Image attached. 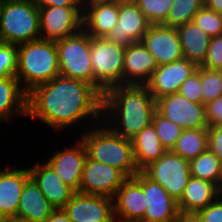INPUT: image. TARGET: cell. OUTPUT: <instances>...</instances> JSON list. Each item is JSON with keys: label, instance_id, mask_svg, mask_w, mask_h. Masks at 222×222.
I'll use <instances>...</instances> for the list:
<instances>
[{"label": "cell", "instance_id": "obj_1", "mask_svg": "<svg viewBox=\"0 0 222 222\" xmlns=\"http://www.w3.org/2000/svg\"><path fill=\"white\" fill-rule=\"evenodd\" d=\"M102 97L91 84L59 75L27 93L26 117L40 120L55 135L67 128L81 134L102 121Z\"/></svg>", "mask_w": 222, "mask_h": 222}, {"label": "cell", "instance_id": "obj_2", "mask_svg": "<svg viewBox=\"0 0 222 222\" xmlns=\"http://www.w3.org/2000/svg\"><path fill=\"white\" fill-rule=\"evenodd\" d=\"M156 100L145 85H117L102 97V122L116 134L132 139L152 123Z\"/></svg>", "mask_w": 222, "mask_h": 222}, {"label": "cell", "instance_id": "obj_3", "mask_svg": "<svg viewBox=\"0 0 222 222\" xmlns=\"http://www.w3.org/2000/svg\"><path fill=\"white\" fill-rule=\"evenodd\" d=\"M76 136L84 143L88 158L120 170L127 178L139 172L131 139L116 134L102 121Z\"/></svg>", "mask_w": 222, "mask_h": 222}, {"label": "cell", "instance_id": "obj_4", "mask_svg": "<svg viewBox=\"0 0 222 222\" xmlns=\"http://www.w3.org/2000/svg\"><path fill=\"white\" fill-rule=\"evenodd\" d=\"M59 75L58 51L55 41L39 39L18 45L15 77L26 93Z\"/></svg>", "mask_w": 222, "mask_h": 222}, {"label": "cell", "instance_id": "obj_5", "mask_svg": "<svg viewBox=\"0 0 222 222\" xmlns=\"http://www.w3.org/2000/svg\"><path fill=\"white\" fill-rule=\"evenodd\" d=\"M39 39V8L33 0L4 2L0 15V42L19 45Z\"/></svg>", "mask_w": 222, "mask_h": 222}, {"label": "cell", "instance_id": "obj_6", "mask_svg": "<svg viewBox=\"0 0 222 222\" xmlns=\"http://www.w3.org/2000/svg\"><path fill=\"white\" fill-rule=\"evenodd\" d=\"M60 76L81 80L94 87L91 63V36L82 28L77 33L56 41Z\"/></svg>", "mask_w": 222, "mask_h": 222}, {"label": "cell", "instance_id": "obj_7", "mask_svg": "<svg viewBox=\"0 0 222 222\" xmlns=\"http://www.w3.org/2000/svg\"><path fill=\"white\" fill-rule=\"evenodd\" d=\"M125 48L105 37H91L90 57L94 88L102 96L107 89L122 85Z\"/></svg>", "mask_w": 222, "mask_h": 222}, {"label": "cell", "instance_id": "obj_8", "mask_svg": "<svg viewBox=\"0 0 222 222\" xmlns=\"http://www.w3.org/2000/svg\"><path fill=\"white\" fill-rule=\"evenodd\" d=\"M142 172L159 183L175 199L179 200L191 177L189 161L174 152L166 151L157 161L152 162Z\"/></svg>", "mask_w": 222, "mask_h": 222}, {"label": "cell", "instance_id": "obj_9", "mask_svg": "<svg viewBox=\"0 0 222 222\" xmlns=\"http://www.w3.org/2000/svg\"><path fill=\"white\" fill-rule=\"evenodd\" d=\"M83 7L39 8L41 39L58 41L82 29Z\"/></svg>", "mask_w": 222, "mask_h": 222}, {"label": "cell", "instance_id": "obj_10", "mask_svg": "<svg viewBox=\"0 0 222 222\" xmlns=\"http://www.w3.org/2000/svg\"><path fill=\"white\" fill-rule=\"evenodd\" d=\"M127 179L120 170L87 157L82 170L79 193L113 198Z\"/></svg>", "mask_w": 222, "mask_h": 222}, {"label": "cell", "instance_id": "obj_11", "mask_svg": "<svg viewBox=\"0 0 222 222\" xmlns=\"http://www.w3.org/2000/svg\"><path fill=\"white\" fill-rule=\"evenodd\" d=\"M156 110L182 129L207 128L205 105L190 102L179 93L156 100Z\"/></svg>", "mask_w": 222, "mask_h": 222}, {"label": "cell", "instance_id": "obj_12", "mask_svg": "<svg viewBox=\"0 0 222 222\" xmlns=\"http://www.w3.org/2000/svg\"><path fill=\"white\" fill-rule=\"evenodd\" d=\"M150 25L133 0H119L118 22L105 38L126 47L141 42Z\"/></svg>", "mask_w": 222, "mask_h": 222}, {"label": "cell", "instance_id": "obj_13", "mask_svg": "<svg viewBox=\"0 0 222 222\" xmlns=\"http://www.w3.org/2000/svg\"><path fill=\"white\" fill-rule=\"evenodd\" d=\"M73 145L56 150L50 153V157L44 159L61 178V180L72 188L75 192H79L82 170L87 158V152L84 143L78 137ZM76 141V142H75ZM71 145V146H70Z\"/></svg>", "mask_w": 222, "mask_h": 222}, {"label": "cell", "instance_id": "obj_14", "mask_svg": "<svg viewBox=\"0 0 222 222\" xmlns=\"http://www.w3.org/2000/svg\"><path fill=\"white\" fill-rule=\"evenodd\" d=\"M63 210L72 222H115L113 198L75 192Z\"/></svg>", "mask_w": 222, "mask_h": 222}, {"label": "cell", "instance_id": "obj_15", "mask_svg": "<svg viewBox=\"0 0 222 222\" xmlns=\"http://www.w3.org/2000/svg\"><path fill=\"white\" fill-rule=\"evenodd\" d=\"M115 220L141 222L147 207L142 190V171L128 178L113 197Z\"/></svg>", "mask_w": 222, "mask_h": 222}, {"label": "cell", "instance_id": "obj_16", "mask_svg": "<svg viewBox=\"0 0 222 222\" xmlns=\"http://www.w3.org/2000/svg\"><path fill=\"white\" fill-rule=\"evenodd\" d=\"M199 66L185 58L158 67L145 84L155 100L178 93L182 83L197 71Z\"/></svg>", "mask_w": 222, "mask_h": 222}, {"label": "cell", "instance_id": "obj_17", "mask_svg": "<svg viewBox=\"0 0 222 222\" xmlns=\"http://www.w3.org/2000/svg\"><path fill=\"white\" fill-rule=\"evenodd\" d=\"M141 43L154 56L158 65L183 59L178 32L175 27L151 24Z\"/></svg>", "mask_w": 222, "mask_h": 222}, {"label": "cell", "instance_id": "obj_18", "mask_svg": "<svg viewBox=\"0 0 222 222\" xmlns=\"http://www.w3.org/2000/svg\"><path fill=\"white\" fill-rule=\"evenodd\" d=\"M0 169V219L16 217L21 194L26 181L30 178L28 167L4 164Z\"/></svg>", "mask_w": 222, "mask_h": 222}, {"label": "cell", "instance_id": "obj_19", "mask_svg": "<svg viewBox=\"0 0 222 222\" xmlns=\"http://www.w3.org/2000/svg\"><path fill=\"white\" fill-rule=\"evenodd\" d=\"M142 190L146 198V210L141 222H174L179 211L175 200L159 183L142 172Z\"/></svg>", "mask_w": 222, "mask_h": 222}, {"label": "cell", "instance_id": "obj_20", "mask_svg": "<svg viewBox=\"0 0 222 222\" xmlns=\"http://www.w3.org/2000/svg\"><path fill=\"white\" fill-rule=\"evenodd\" d=\"M40 161L28 167L30 177L54 209H63L75 191L61 180L45 160Z\"/></svg>", "mask_w": 222, "mask_h": 222}, {"label": "cell", "instance_id": "obj_21", "mask_svg": "<svg viewBox=\"0 0 222 222\" xmlns=\"http://www.w3.org/2000/svg\"><path fill=\"white\" fill-rule=\"evenodd\" d=\"M157 67L154 56L141 42L126 46L122 85H145Z\"/></svg>", "mask_w": 222, "mask_h": 222}, {"label": "cell", "instance_id": "obj_22", "mask_svg": "<svg viewBox=\"0 0 222 222\" xmlns=\"http://www.w3.org/2000/svg\"><path fill=\"white\" fill-rule=\"evenodd\" d=\"M82 4V28L91 37H106L118 22L119 1H94Z\"/></svg>", "mask_w": 222, "mask_h": 222}, {"label": "cell", "instance_id": "obj_23", "mask_svg": "<svg viewBox=\"0 0 222 222\" xmlns=\"http://www.w3.org/2000/svg\"><path fill=\"white\" fill-rule=\"evenodd\" d=\"M54 210L30 177L23 187L15 218L28 222H45Z\"/></svg>", "mask_w": 222, "mask_h": 222}, {"label": "cell", "instance_id": "obj_24", "mask_svg": "<svg viewBox=\"0 0 222 222\" xmlns=\"http://www.w3.org/2000/svg\"><path fill=\"white\" fill-rule=\"evenodd\" d=\"M27 93L15 76L0 78V122L26 118Z\"/></svg>", "mask_w": 222, "mask_h": 222}, {"label": "cell", "instance_id": "obj_25", "mask_svg": "<svg viewBox=\"0 0 222 222\" xmlns=\"http://www.w3.org/2000/svg\"><path fill=\"white\" fill-rule=\"evenodd\" d=\"M131 141L138 171L157 161L167 151L160 143L152 123L144 127Z\"/></svg>", "mask_w": 222, "mask_h": 222}, {"label": "cell", "instance_id": "obj_26", "mask_svg": "<svg viewBox=\"0 0 222 222\" xmlns=\"http://www.w3.org/2000/svg\"><path fill=\"white\" fill-rule=\"evenodd\" d=\"M183 57L200 66L207 56L211 37L205 34L193 21L176 27Z\"/></svg>", "mask_w": 222, "mask_h": 222}, {"label": "cell", "instance_id": "obj_27", "mask_svg": "<svg viewBox=\"0 0 222 222\" xmlns=\"http://www.w3.org/2000/svg\"><path fill=\"white\" fill-rule=\"evenodd\" d=\"M217 198V185L191 176L177 205L179 211L197 212Z\"/></svg>", "mask_w": 222, "mask_h": 222}, {"label": "cell", "instance_id": "obj_28", "mask_svg": "<svg viewBox=\"0 0 222 222\" xmlns=\"http://www.w3.org/2000/svg\"><path fill=\"white\" fill-rule=\"evenodd\" d=\"M207 150V128H198L183 129L171 151L190 162Z\"/></svg>", "mask_w": 222, "mask_h": 222}, {"label": "cell", "instance_id": "obj_29", "mask_svg": "<svg viewBox=\"0 0 222 222\" xmlns=\"http://www.w3.org/2000/svg\"><path fill=\"white\" fill-rule=\"evenodd\" d=\"M190 174L192 177L207 180L218 185L222 174L221 161L207 150L189 162Z\"/></svg>", "mask_w": 222, "mask_h": 222}, {"label": "cell", "instance_id": "obj_30", "mask_svg": "<svg viewBox=\"0 0 222 222\" xmlns=\"http://www.w3.org/2000/svg\"><path fill=\"white\" fill-rule=\"evenodd\" d=\"M205 5L204 0H173L163 25L178 27L192 21L197 12Z\"/></svg>", "mask_w": 222, "mask_h": 222}, {"label": "cell", "instance_id": "obj_31", "mask_svg": "<svg viewBox=\"0 0 222 222\" xmlns=\"http://www.w3.org/2000/svg\"><path fill=\"white\" fill-rule=\"evenodd\" d=\"M152 124L162 146L167 151L172 150L183 129L176 123L162 116L157 110L153 114Z\"/></svg>", "mask_w": 222, "mask_h": 222}, {"label": "cell", "instance_id": "obj_32", "mask_svg": "<svg viewBox=\"0 0 222 222\" xmlns=\"http://www.w3.org/2000/svg\"><path fill=\"white\" fill-rule=\"evenodd\" d=\"M203 105L222 95V71L200 67Z\"/></svg>", "mask_w": 222, "mask_h": 222}, {"label": "cell", "instance_id": "obj_33", "mask_svg": "<svg viewBox=\"0 0 222 222\" xmlns=\"http://www.w3.org/2000/svg\"><path fill=\"white\" fill-rule=\"evenodd\" d=\"M150 24H163L173 0H133Z\"/></svg>", "mask_w": 222, "mask_h": 222}, {"label": "cell", "instance_id": "obj_34", "mask_svg": "<svg viewBox=\"0 0 222 222\" xmlns=\"http://www.w3.org/2000/svg\"><path fill=\"white\" fill-rule=\"evenodd\" d=\"M192 21L210 37L222 35V14L205 5L197 12Z\"/></svg>", "mask_w": 222, "mask_h": 222}, {"label": "cell", "instance_id": "obj_35", "mask_svg": "<svg viewBox=\"0 0 222 222\" xmlns=\"http://www.w3.org/2000/svg\"><path fill=\"white\" fill-rule=\"evenodd\" d=\"M17 60L18 45L0 42V78L15 76Z\"/></svg>", "mask_w": 222, "mask_h": 222}, {"label": "cell", "instance_id": "obj_36", "mask_svg": "<svg viewBox=\"0 0 222 222\" xmlns=\"http://www.w3.org/2000/svg\"><path fill=\"white\" fill-rule=\"evenodd\" d=\"M200 83V66L197 71L188 77L180 86L178 93L190 102L203 104Z\"/></svg>", "mask_w": 222, "mask_h": 222}, {"label": "cell", "instance_id": "obj_37", "mask_svg": "<svg viewBox=\"0 0 222 222\" xmlns=\"http://www.w3.org/2000/svg\"><path fill=\"white\" fill-rule=\"evenodd\" d=\"M200 67L222 71V35L211 37L207 56Z\"/></svg>", "mask_w": 222, "mask_h": 222}, {"label": "cell", "instance_id": "obj_38", "mask_svg": "<svg viewBox=\"0 0 222 222\" xmlns=\"http://www.w3.org/2000/svg\"><path fill=\"white\" fill-rule=\"evenodd\" d=\"M205 119L208 126H222V95L205 104Z\"/></svg>", "mask_w": 222, "mask_h": 222}, {"label": "cell", "instance_id": "obj_39", "mask_svg": "<svg viewBox=\"0 0 222 222\" xmlns=\"http://www.w3.org/2000/svg\"><path fill=\"white\" fill-rule=\"evenodd\" d=\"M208 150H210L222 163V126H208Z\"/></svg>", "mask_w": 222, "mask_h": 222}, {"label": "cell", "instance_id": "obj_40", "mask_svg": "<svg viewBox=\"0 0 222 222\" xmlns=\"http://www.w3.org/2000/svg\"><path fill=\"white\" fill-rule=\"evenodd\" d=\"M197 212L202 222H222V199L217 198L214 202Z\"/></svg>", "mask_w": 222, "mask_h": 222}, {"label": "cell", "instance_id": "obj_41", "mask_svg": "<svg viewBox=\"0 0 222 222\" xmlns=\"http://www.w3.org/2000/svg\"><path fill=\"white\" fill-rule=\"evenodd\" d=\"M38 8H45L50 6L57 7H83L81 0H33Z\"/></svg>", "mask_w": 222, "mask_h": 222}, {"label": "cell", "instance_id": "obj_42", "mask_svg": "<svg viewBox=\"0 0 222 222\" xmlns=\"http://www.w3.org/2000/svg\"><path fill=\"white\" fill-rule=\"evenodd\" d=\"M174 222H202V219L198 212L178 211Z\"/></svg>", "mask_w": 222, "mask_h": 222}, {"label": "cell", "instance_id": "obj_43", "mask_svg": "<svg viewBox=\"0 0 222 222\" xmlns=\"http://www.w3.org/2000/svg\"><path fill=\"white\" fill-rule=\"evenodd\" d=\"M45 222H72L63 209H55Z\"/></svg>", "mask_w": 222, "mask_h": 222}, {"label": "cell", "instance_id": "obj_44", "mask_svg": "<svg viewBox=\"0 0 222 222\" xmlns=\"http://www.w3.org/2000/svg\"><path fill=\"white\" fill-rule=\"evenodd\" d=\"M205 6L222 14V0H204Z\"/></svg>", "mask_w": 222, "mask_h": 222}, {"label": "cell", "instance_id": "obj_45", "mask_svg": "<svg viewBox=\"0 0 222 222\" xmlns=\"http://www.w3.org/2000/svg\"><path fill=\"white\" fill-rule=\"evenodd\" d=\"M217 195L219 199H222V174L220 176L219 183L217 185Z\"/></svg>", "mask_w": 222, "mask_h": 222}, {"label": "cell", "instance_id": "obj_46", "mask_svg": "<svg viewBox=\"0 0 222 222\" xmlns=\"http://www.w3.org/2000/svg\"><path fill=\"white\" fill-rule=\"evenodd\" d=\"M6 222H28V221H24V220H20L17 218H13V219H7Z\"/></svg>", "mask_w": 222, "mask_h": 222}, {"label": "cell", "instance_id": "obj_47", "mask_svg": "<svg viewBox=\"0 0 222 222\" xmlns=\"http://www.w3.org/2000/svg\"><path fill=\"white\" fill-rule=\"evenodd\" d=\"M82 2H94V1H119V0H81Z\"/></svg>", "mask_w": 222, "mask_h": 222}, {"label": "cell", "instance_id": "obj_48", "mask_svg": "<svg viewBox=\"0 0 222 222\" xmlns=\"http://www.w3.org/2000/svg\"><path fill=\"white\" fill-rule=\"evenodd\" d=\"M3 4H4V2H2V1L0 0V15H1V10H2Z\"/></svg>", "mask_w": 222, "mask_h": 222}, {"label": "cell", "instance_id": "obj_49", "mask_svg": "<svg viewBox=\"0 0 222 222\" xmlns=\"http://www.w3.org/2000/svg\"><path fill=\"white\" fill-rule=\"evenodd\" d=\"M2 2H8V1H23V0H1Z\"/></svg>", "mask_w": 222, "mask_h": 222}, {"label": "cell", "instance_id": "obj_50", "mask_svg": "<svg viewBox=\"0 0 222 222\" xmlns=\"http://www.w3.org/2000/svg\"><path fill=\"white\" fill-rule=\"evenodd\" d=\"M0 222H6V220L5 219H0Z\"/></svg>", "mask_w": 222, "mask_h": 222}]
</instances>
